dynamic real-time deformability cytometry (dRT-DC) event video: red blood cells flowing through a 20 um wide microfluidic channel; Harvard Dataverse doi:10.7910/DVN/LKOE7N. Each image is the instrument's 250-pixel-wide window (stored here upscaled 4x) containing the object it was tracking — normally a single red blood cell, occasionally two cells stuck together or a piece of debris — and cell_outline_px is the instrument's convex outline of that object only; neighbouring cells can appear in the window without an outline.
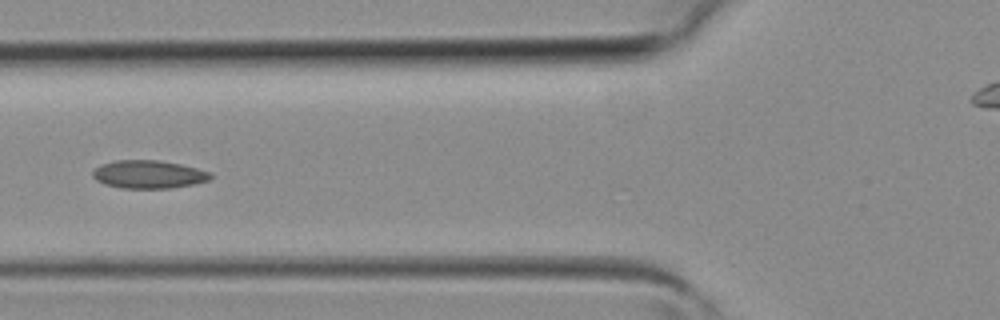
{"species": "common noctule bat (a hibernating species)", "species_latin": "Nyctalus noctula", "temperature_condition": "room temperature", "stored_images_in_passage": 3, "camera_frame_rate_fps": 3000, "um_per_image_px": 0.085, "animal": {"sex": "female", "body_mass_g": 19.3, "forearm_length_mm": 54.1}, "frame": {"image": 1, "passage_image": 3, "time_ms": 0.667, "image_size_px": [1000, 320], "cell_outline_px": [[212, 176], [208, 180], [192, 184], [168, 188], [120, 188], [104, 184], [96, 180], [92, 176], [92, 172], [100, 164], [116, 160], [160, 160], [180, 164], [212, 172]], "centroid_in_image_um": [12.6, 14.81], "position_along_channel_um": 113.2, "area_um2": 19.25}}